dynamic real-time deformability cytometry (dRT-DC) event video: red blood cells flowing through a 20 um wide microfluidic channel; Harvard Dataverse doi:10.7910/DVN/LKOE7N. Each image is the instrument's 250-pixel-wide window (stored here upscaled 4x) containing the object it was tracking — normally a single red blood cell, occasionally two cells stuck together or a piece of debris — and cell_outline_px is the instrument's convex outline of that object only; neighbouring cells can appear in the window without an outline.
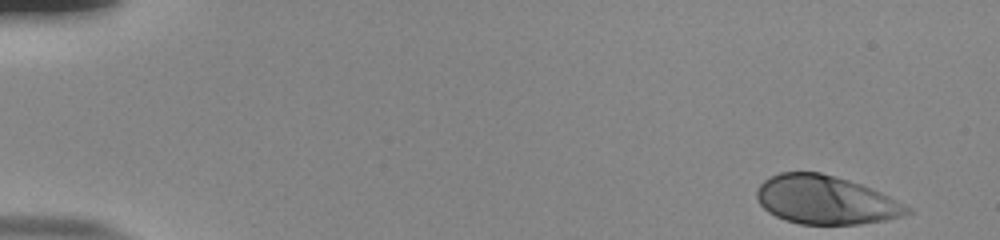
{"species": "human", "species_latin": "Homo sapiens", "temperature_condition": "room temperature", "stored_images_in_passage": 52, "camera_frame_rate_fps": 3000, "um_per_image_px": 0.085, "donor": {"sex": "male"}, "frame": {"image": 1, "passage_image": 1, "time_ms": 0.0, "image_size_px": [1000, 240], "cell_outline_px": [[912, 212], [900, 216], [884, 220], [860, 224], [800, 224], [784, 220], [768, 212], [760, 204], [756, 196], [756, 188], [764, 180], [780, 172], [820, 172], [836, 176], [872, 188], [912, 208]], "centroid_in_image_um": [70.15, 16.99], "position_along_channel_um": 14.8, "area_um2": 42.43}}
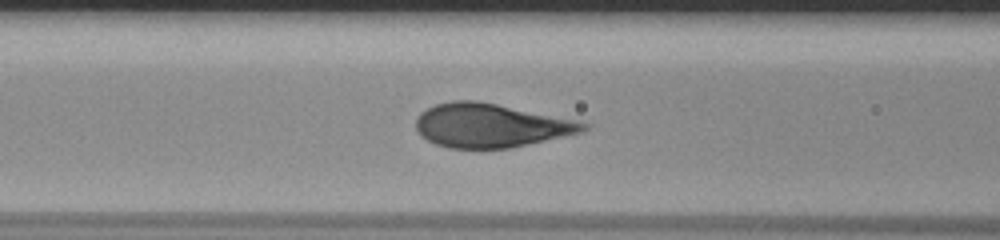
{"frame": {"image": 2, "passage_image": 21, "time_ms": 6.667, "image_size_px": [1000, 240], "cell_outline_px": [[592, 124], [584, 132], [508, 148], [448, 148], [436, 144], [420, 136], [416, 128], [416, 116], [420, 112], [436, 104], [452, 100], [476, 100], [580, 120]], "centroid_in_image_um": [41.73, 10.65], "position_along_channel_um": 124.9, "area_um2": 42.95}}
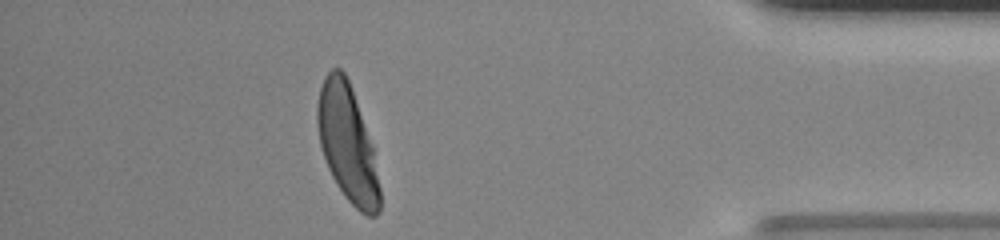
{"frame": {"image": 3, "passage_image": 46, "time_ms": 15.0, "image_size_px": [1000, 240], "cell_outline_px": [[380, 212], [376, 216], [368, 216], [360, 212], [344, 196], [336, 184], [328, 168], [320, 144], [316, 124], [316, 108], [320, 88], [324, 76], [332, 68], [340, 68], [344, 72], [348, 80], [372, 148], [380, 188]], "centroid_in_image_um": [29.5, 12.22], "position_along_channel_um": 405.7, "area_um2": 41.67}, "authors_computed_cell_mechanics": {"area_um2": 43.4367, "velocity_mm_per_s": 3.8107, "shape_relaxation_time_tau1_ms": 2.8599, "shape_relaxation_time_tau2_ms": null, "deformation_change_tau1": 0.1958, "deformation_change_tau2": null}}